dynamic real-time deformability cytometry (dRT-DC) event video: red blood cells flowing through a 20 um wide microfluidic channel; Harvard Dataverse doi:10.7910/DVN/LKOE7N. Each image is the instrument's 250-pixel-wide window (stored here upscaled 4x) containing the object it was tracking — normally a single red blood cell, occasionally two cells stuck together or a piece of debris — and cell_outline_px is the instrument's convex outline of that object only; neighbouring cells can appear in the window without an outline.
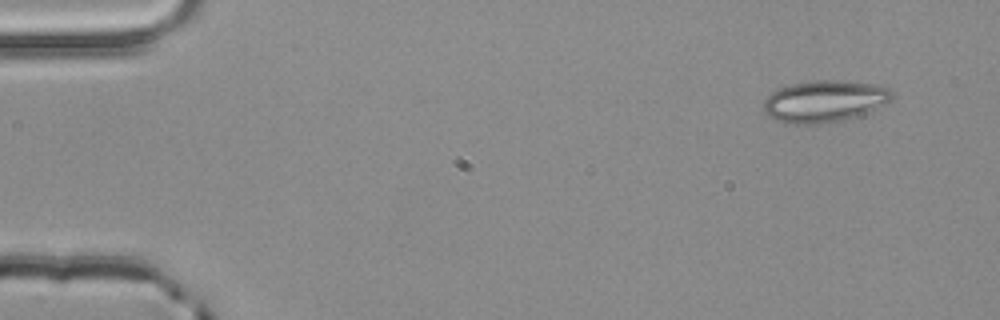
{"species": "common noctule bat (a hibernating species)", "species_latin": "Nyctalus noctula", "temperature_condition": "room temperature", "stored_images_in_passage": 3, "camera_frame_rate_fps": 3000, "um_per_image_px": 0.085, "animal": {"sex": "male", "body_mass_g": 20.4}, "frame": {"image": 1, "passage_image": 1, "time_ms": 0.0, "image_size_px": [1000, 320], "cell_outline_px": [[892, 96], [884, 104], [868, 112], [840, 120], [816, 124], [796, 124], [776, 120], [768, 116], [764, 112], [764, 100], [776, 88], [792, 84], [812, 80], [840, 80], [880, 84], [888, 88], [892, 92]], "centroid_in_image_um": [70.06, 8.58], "position_along_channel_um": 14.9, "area_um2": 31.15}}